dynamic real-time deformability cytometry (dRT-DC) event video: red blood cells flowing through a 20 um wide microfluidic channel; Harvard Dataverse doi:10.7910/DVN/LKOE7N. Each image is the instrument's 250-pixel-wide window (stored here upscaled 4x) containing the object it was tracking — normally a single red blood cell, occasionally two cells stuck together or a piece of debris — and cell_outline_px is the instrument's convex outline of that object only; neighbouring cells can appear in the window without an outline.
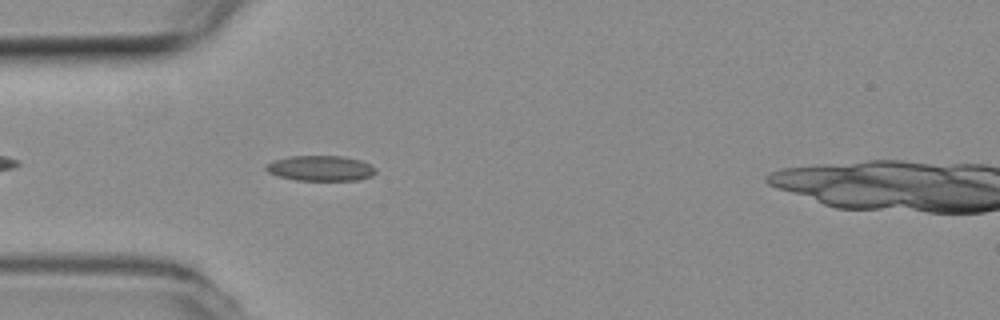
{"species": "common noctule bat (a hibernating species)", "species_latin": "Nyctalus noctula", "temperature_condition": "room temperature", "stored_images_in_passage": 3, "camera_frame_rate_fps": 3000, "um_per_image_px": 0.085, "animal": {"sex": "female", "body_mass_g": 19.3, "forearm_length_mm": 54.1}, "frame": {"image": 1, "passage_image": 2, "time_ms": 0.333, "image_size_px": [1000, 320], "cell_outline_px": [[376, 172], [372, 176], [360, 180], [296, 180], [280, 176], [268, 172], [264, 168], [264, 164], [272, 160], [292, 156], [344, 156], [360, 160], [372, 164], [376, 168]], "centroid_in_image_um": [27.26, 14.29], "position_along_channel_um": 57.7, "area_um2": 16.36}}